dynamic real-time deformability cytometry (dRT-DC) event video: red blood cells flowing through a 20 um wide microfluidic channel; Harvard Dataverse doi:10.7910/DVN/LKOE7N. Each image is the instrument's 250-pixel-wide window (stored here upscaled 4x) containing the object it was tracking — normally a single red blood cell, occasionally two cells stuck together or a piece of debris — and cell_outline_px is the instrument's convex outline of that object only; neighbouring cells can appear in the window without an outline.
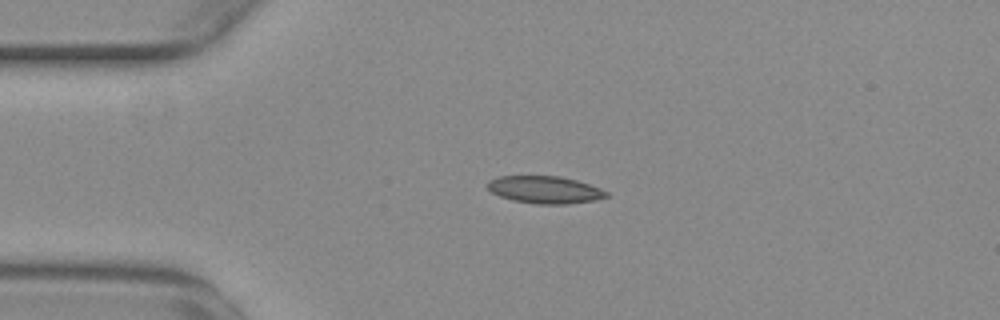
{"species": "common noctule bat (a hibernating species)", "species_latin": "Nyctalus noctula", "temperature_condition": "warm", "stored_images_in_passage": 43, "camera_frame_rate_fps": 3000, "um_per_image_px": 0.085, "animal": {"sex": "female", "body_mass_g": 29.2, "forearm_length_mm": 56.3}, "frame": {"image": 1, "passage_image": 1, "time_ms": 0.0, "image_size_px": [1000, 320], "cell_outline_px": [[608, 196], [592, 200], [568, 204], [536, 204], [512, 200], [500, 196], [492, 192], [484, 184], [488, 180], [500, 176], [560, 176], [576, 180], [600, 188], [608, 192]], "centroid_in_image_um": [46.27, 16.12], "position_along_channel_um": 38.7, "area_um2": 18.9}}
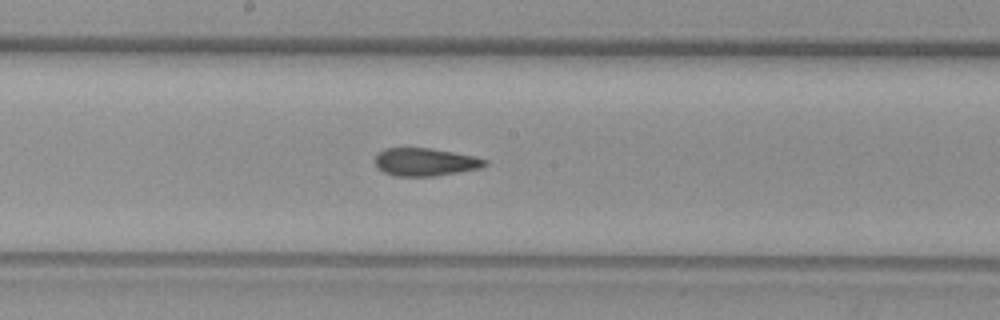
{"frame": {"image": 2, "passage_image": 17, "time_ms": 5.333, "image_size_px": [1000, 320], "cell_outline_px": [[488, 164], [480, 168], [436, 176], [392, 176], [376, 168], [376, 156], [384, 148], [432, 148], [476, 156], [488, 160]], "centroid_in_image_um": [36.16, 13.77], "position_along_channel_um": 212.0, "area_um2": 17.98}}
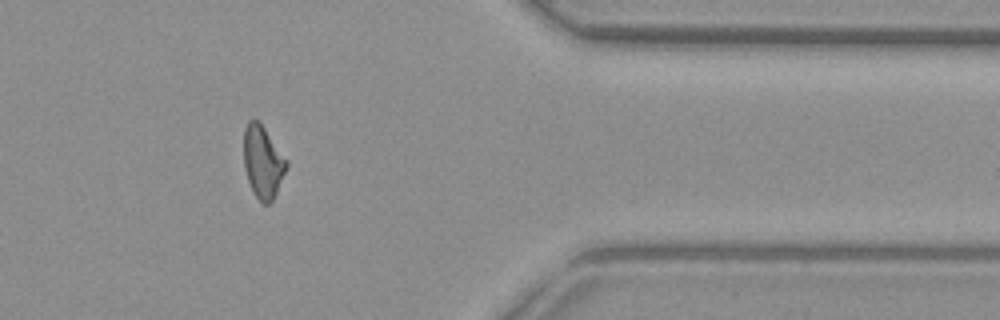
{"frame": {"image": 3, "passage_image": 33, "time_ms": 10.667, "image_size_px": [1000, 320], "cell_outline_px": [[288, 164], [276, 192], [272, 200], [268, 204], [260, 204], [252, 192], [244, 168], [244, 128], [248, 120], [256, 120], [264, 128], [288, 160]], "centroid_in_image_um": [22.32, 13.79], "position_along_channel_um": 389.1, "area_um2": 17.92}, "authors_computed_cell_mechanics": {"area_um2": 18.2648, "velocity_mm_per_s": 3.7668, "shape_relaxation_time_tau1_ms": null, "shape_relaxation_time_tau2_ms": 2.1308, "deformation_change_tau1": null, "deformation_change_tau2": 0.0931}}